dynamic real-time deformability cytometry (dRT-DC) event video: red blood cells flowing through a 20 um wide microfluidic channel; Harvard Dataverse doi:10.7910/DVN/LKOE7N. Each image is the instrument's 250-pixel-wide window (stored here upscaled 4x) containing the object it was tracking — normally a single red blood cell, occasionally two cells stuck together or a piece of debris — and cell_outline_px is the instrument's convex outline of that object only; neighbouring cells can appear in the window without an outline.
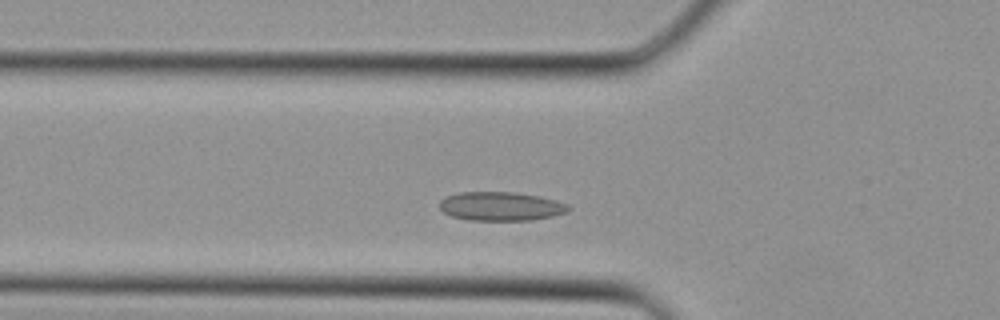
{"species": "Egyptian fruit bat (a non-hibernating species)", "species_latin": "Rousettus aegyptiacus", "temperature_condition": "cold", "stored_images_in_passage": 11, "camera_frame_rate_fps": 3000, "um_per_image_px": 0.085, "animal": {"sex": "female"}, "frame": {"image": 1, "passage_image": 3, "time_ms": 0.667, "image_size_px": [1000, 320], "cell_outline_px": [[572, 208], [568, 212], [552, 216], [532, 220], [468, 220], [452, 216], [444, 212], [440, 208], [440, 200], [448, 196], [460, 192], [512, 192], [540, 196], [556, 200], [568, 204]], "centroid_in_image_um": [42.61, 17.53], "position_along_channel_um": 83.2, "area_um2": 21.68}}
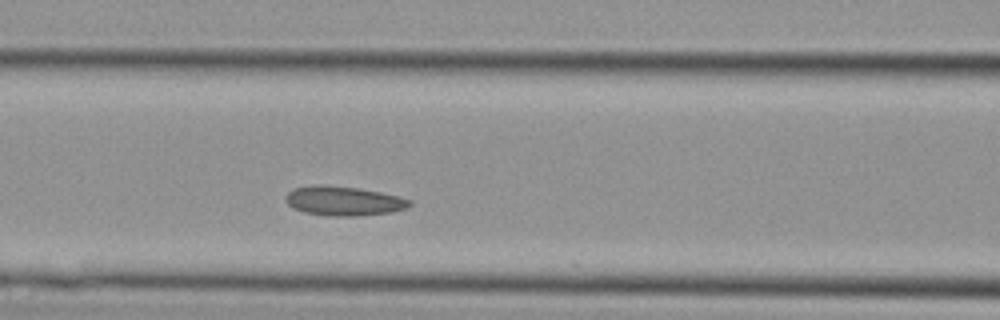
{"frame": {"image": 2, "passage_image": 6, "time_ms": 1.667, "image_size_px": [1000, 320], "cell_outline_px": [[412, 204], [404, 208], [392, 212], [352, 216], [328, 216], [304, 212], [292, 208], [284, 200], [284, 196], [292, 188], [320, 184], [360, 188], [400, 196], [412, 200]], "centroid_in_image_um": [29.17, 17.07], "position_along_channel_um": 137.4, "area_um2": 21.39}}
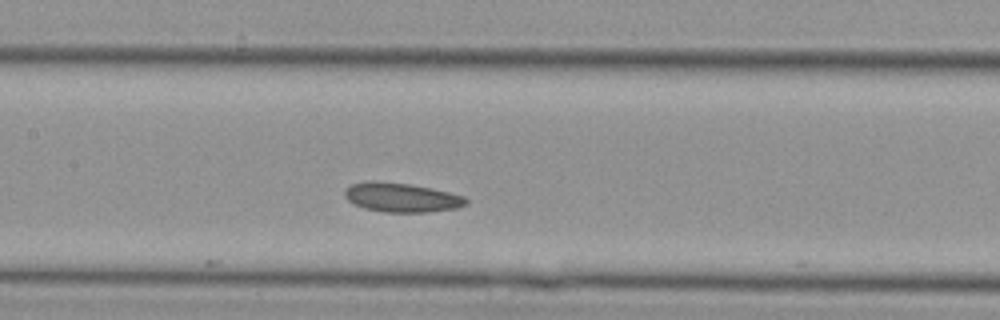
{"frame": {"image": 3, "passage_image": 8, "time_ms": 2.333, "image_size_px": [1000, 320], "cell_outline_px": [[468, 204], [456, 208], [428, 212], [384, 212], [364, 208], [348, 200], [344, 196], [344, 192], [352, 184], [368, 180], [376, 180], [412, 184], [432, 188], [464, 196], [468, 200]], "centroid_in_image_um": [34.14, 16.77], "position_along_channel_um": 173.3, "area_um2": 20.75}}